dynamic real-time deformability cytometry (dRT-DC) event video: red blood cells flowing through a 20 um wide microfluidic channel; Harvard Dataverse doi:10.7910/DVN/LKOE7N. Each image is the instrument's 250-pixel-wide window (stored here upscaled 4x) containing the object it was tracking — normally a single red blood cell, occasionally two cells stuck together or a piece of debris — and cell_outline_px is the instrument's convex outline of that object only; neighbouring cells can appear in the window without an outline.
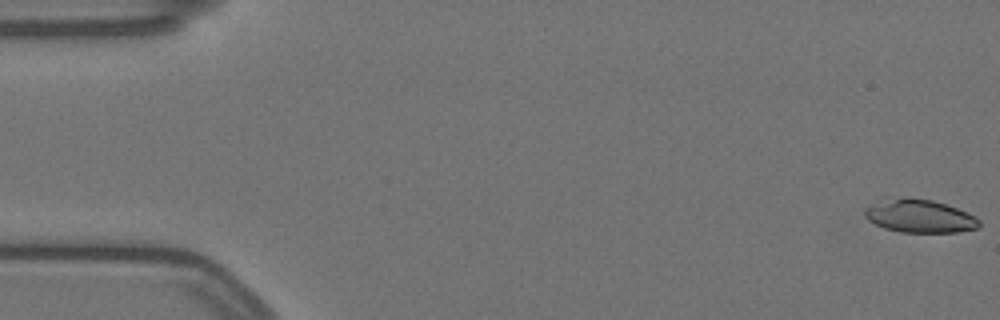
{"species": "Egyptian fruit bat (a non-hibernating species)", "species_latin": "Rousettus aegyptiacus", "temperature_condition": "warm", "stored_images_in_passage": 58, "camera_frame_rate_fps": 3000, "um_per_image_px": 0.085, "animal": {"sex": "female"}, "frame": {"image": 1, "passage_image": 1, "time_ms": 0.0, "image_size_px": [1000, 320], "cell_outline_px": [[980, 228], [960, 232], [900, 232], [884, 228], [868, 220], [864, 216], [864, 208], [884, 196], [912, 196], [932, 200], [956, 208], [976, 216], [980, 220]], "centroid_in_image_um": [78.11, 18.33], "position_along_channel_um": 6.9, "area_um2": 22.83}}
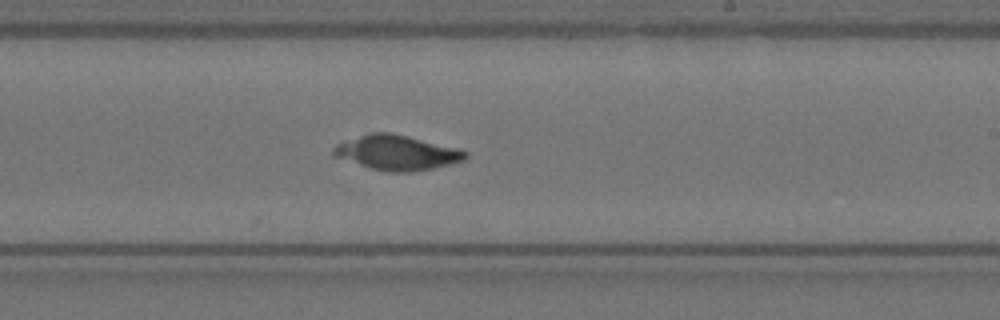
{"frame": {"image": 2, "passage_image": 34, "time_ms": 11.0, "image_size_px": [1000, 320], "cell_outline_px": [[468, 156], [464, 160], [432, 168], [412, 172], [388, 172], [368, 168], [332, 156], [332, 148], [336, 144], [368, 132], [392, 132], [456, 148], [468, 152]], "centroid_in_image_um": [33.67, 12.97], "position_along_channel_um": 255.3, "area_um2": 26.82}}
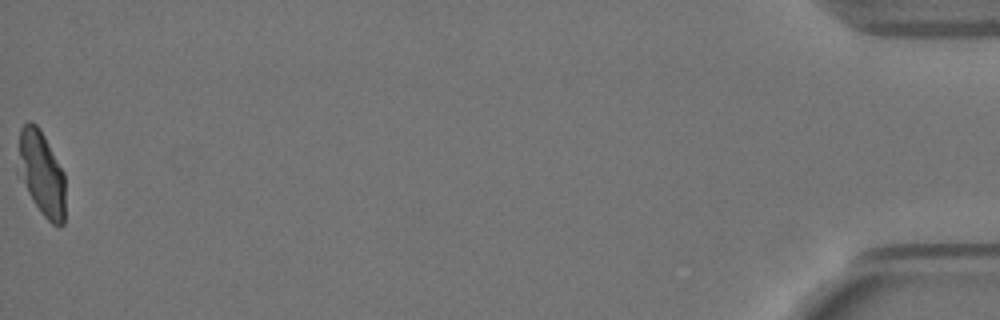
{"frame": {"image": 3, "passage_image": 58, "time_ms": 19.0, "image_size_px": [1000, 320], "cell_outline_px": [[64, 224], [60, 228], [52, 224], [40, 212], [16, 176], [16, 172], [20, 128], [28, 120], [32, 120], [40, 128], [64, 172]], "centroid_in_image_um": [3.48, 14.73], "position_along_channel_um": 431.7, "area_um2": 23.99}}